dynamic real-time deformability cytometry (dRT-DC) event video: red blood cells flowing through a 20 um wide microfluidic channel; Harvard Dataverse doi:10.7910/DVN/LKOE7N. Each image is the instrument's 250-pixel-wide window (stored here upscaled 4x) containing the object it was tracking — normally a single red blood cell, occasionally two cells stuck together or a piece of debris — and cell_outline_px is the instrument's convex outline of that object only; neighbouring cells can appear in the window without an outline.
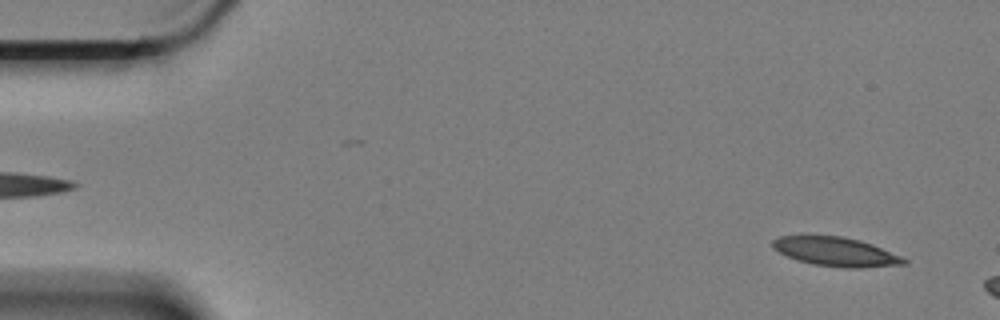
{"species": "Egyptian fruit bat (a non-hibernating species)", "species_latin": "Rousettus aegyptiacus", "temperature_condition": "cold", "stored_images_in_passage": 15, "camera_frame_rate_fps": 3000, "um_per_image_px": 0.085, "animal": {"sex": "female"}, "frame": {"image": 1, "passage_image": 3, "time_ms": 0.667, "image_size_px": [1000, 320], "cell_outline_px": [[908, 264], [856, 268], [848, 268], [812, 264], [788, 256], [772, 248], [772, 240], [780, 236], [804, 232], [808, 232], [844, 236], [860, 240], [872, 244], [900, 256], [908, 260]], "centroid_in_image_um": [70.97, 21.33], "position_along_channel_um": 14.0, "area_um2": 22.95}}